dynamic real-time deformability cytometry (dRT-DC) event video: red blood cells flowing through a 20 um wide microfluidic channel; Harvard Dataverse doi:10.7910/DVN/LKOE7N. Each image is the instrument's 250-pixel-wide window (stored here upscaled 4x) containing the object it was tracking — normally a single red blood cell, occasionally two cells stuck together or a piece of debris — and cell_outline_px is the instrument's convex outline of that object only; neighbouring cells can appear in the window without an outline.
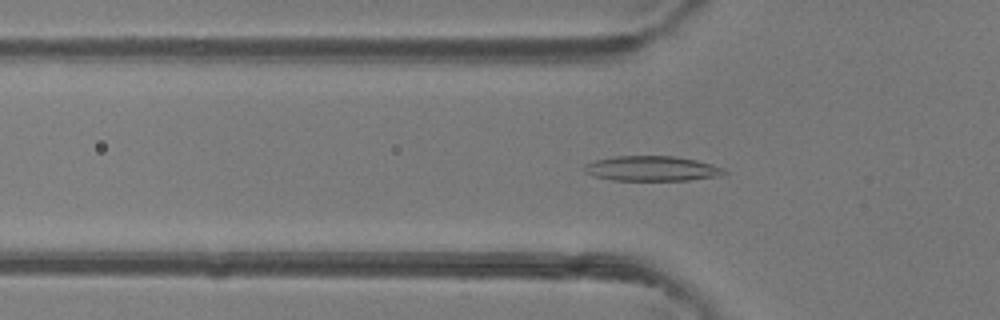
{"species": "common noctule bat (a hibernating species)", "species_latin": "Nyctalus noctula", "temperature_condition": "room temperature", "stored_images_in_passage": 48, "camera_frame_rate_fps": 3000, "um_per_image_px": 0.085, "animal": {"sex": "female"}, "frame": {"image": 1, "passage_image": 16, "time_ms": 5.0, "image_size_px": [1000, 320], "cell_outline_px": [[728, 172], [712, 176], [688, 180], [612, 180], [596, 176], [584, 172], [584, 164], [596, 160], [616, 156], [676, 156], [696, 160], [712, 164], [724, 168]], "centroid_in_image_um": [55.38, 14.31], "position_along_channel_um": 70.4, "area_um2": 20.11}}
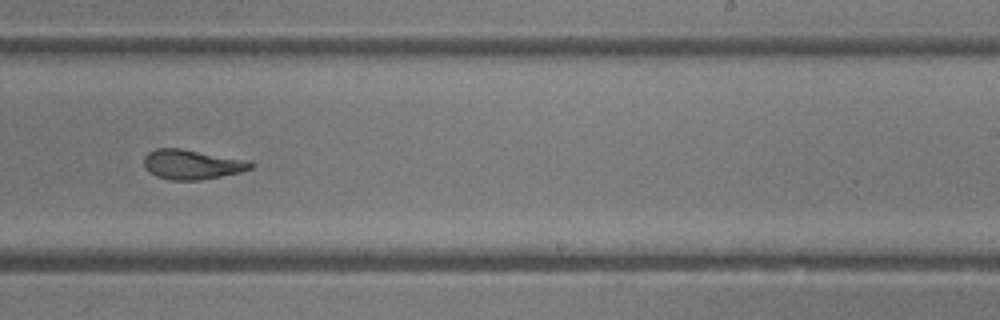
{"frame": {"image": 2, "passage_image": 30, "time_ms": 9.667, "image_size_px": [1000, 320], "cell_outline_px": [[252, 168], [240, 172], [200, 180], [172, 180], [156, 176], [148, 172], [144, 164], [144, 156], [148, 152], [156, 148], [180, 148], [252, 160]], "centroid_in_image_um": [16.32, 13.96], "position_along_channel_um": 272.7, "area_um2": 18.61}}
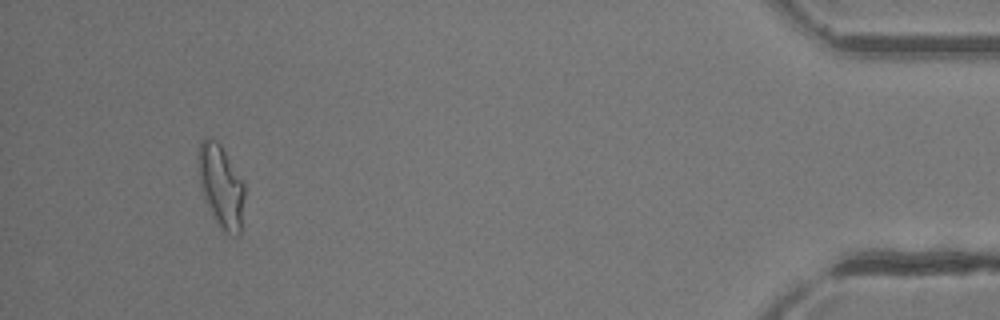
{"frame": {"image": 3, "passage_image": 45, "time_ms": 14.667, "image_size_px": [1000, 320], "cell_outline_px": [[244, 196], [240, 236], [232, 236], [224, 232], [216, 220], [204, 196], [200, 180], [200, 140], [204, 136], [208, 136], [216, 140], [220, 144], [244, 180]], "centroid_in_image_um": [18.84, 15.81], "position_along_channel_um": 416.4, "area_um2": 21.85}, "authors_computed_cell_mechanics": {"area_um2": 19.6809, "velocity_mm_per_s": 4.3188, "shape_relaxation_time_tau1_ms": 3.7526, "shape_relaxation_time_tau2_ms": 1.3118, "deformation_change_tau1": 0.1606, "deformation_change_tau2": 0.0837}}